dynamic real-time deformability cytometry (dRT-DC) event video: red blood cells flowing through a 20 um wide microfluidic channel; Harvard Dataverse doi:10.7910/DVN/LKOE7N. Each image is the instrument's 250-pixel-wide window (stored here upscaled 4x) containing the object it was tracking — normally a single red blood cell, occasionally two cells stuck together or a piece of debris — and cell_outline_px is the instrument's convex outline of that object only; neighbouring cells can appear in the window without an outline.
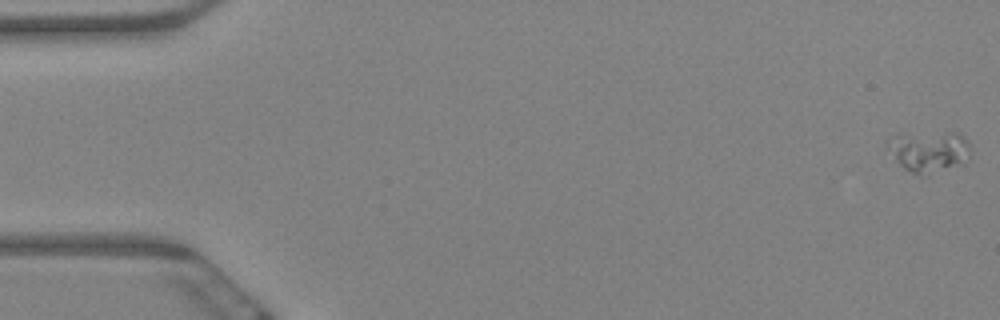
{"species": "Egyptian fruit bat (a non-hibernating species)", "species_latin": "Rousettus aegyptiacus", "temperature_condition": "warm", "stored_images_in_passage": 64, "camera_frame_rate_fps": 3000, "um_per_image_px": 0.085, "animal": {"sex": "female"}, "frame": {"image": 1, "passage_image": 1, "time_ms": 0.0, "image_size_px": [1000, 320], "cell_outline_px": [[972, 148], [968, 160], [964, 164], [928, 176], [920, 176], [904, 168], [884, 148], [884, 144], [892, 136], [900, 132], [960, 132], [972, 144]], "centroid_in_image_um": [78.98, 12.84], "position_along_channel_um": 6.0, "area_um2": 21.21}}
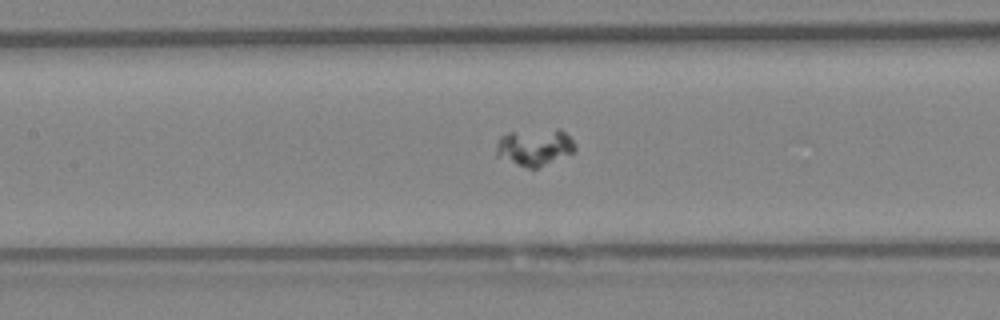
{"frame": {"image": 2, "passage_image": 30, "time_ms": 9.667, "image_size_px": [1000, 320], "cell_outline_px": [[576, 148], [572, 152], [536, 168], [528, 168], [516, 164], [496, 156], [496, 144], [500, 136], [508, 132], [556, 128], [560, 128], [576, 144]], "centroid_in_image_um": [45.41, 12.48], "position_along_channel_um": 162.0, "area_um2": 16.88}}
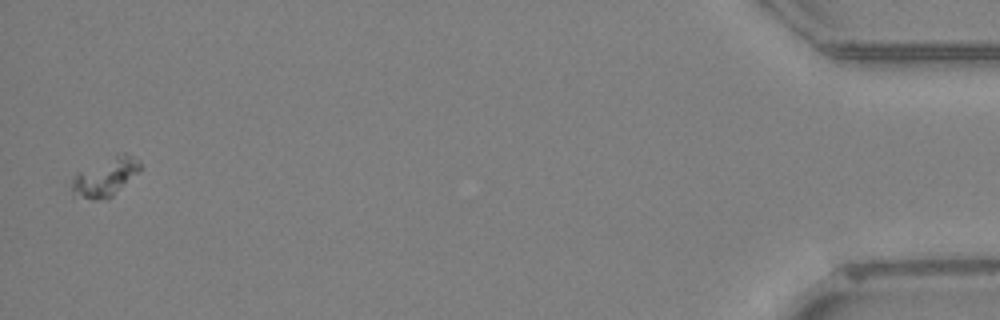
{"frame": {"image": 3, "passage_image": 63, "time_ms": 20.667, "image_size_px": [1000, 320], "cell_outline_px": [[140, 168], [108, 200], [92, 200], [72, 196], [72, 176], [76, 172], [124, 152], [140, 160]], "centroid_in_image_um": [8.88, 15.09], "position_along_channel_um": 426.3, "area_um2": 15.03}}